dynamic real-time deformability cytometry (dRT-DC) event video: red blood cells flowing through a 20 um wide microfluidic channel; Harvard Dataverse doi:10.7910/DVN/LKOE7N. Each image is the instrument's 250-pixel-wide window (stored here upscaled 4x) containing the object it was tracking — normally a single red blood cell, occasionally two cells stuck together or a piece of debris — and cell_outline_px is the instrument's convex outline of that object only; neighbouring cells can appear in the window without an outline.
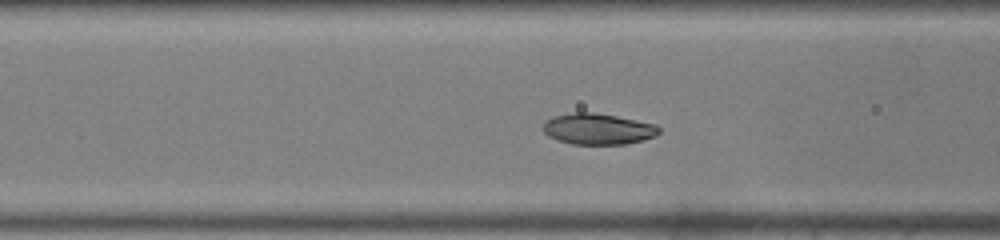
{"species": "common noctule bat (a hibernating species)", "species_latin": "Nyctalus noctula", "temperature_condition": "warm", "stored_images_in_passage": 46, "camera_frame_rate_fps": 3000, "um_per_image_px": 0.085, "animal": {"sex": "male", "body_mass_g": 19.0, "forearm_length_mm": 50.8}, "frame": {"image": 1, "passage_image": 14, "time_ms": 4.333, "image_size_px": [1000, 240], "cell_outline_px": [[660, 132], [656, 136], [628, 144], [572, 144], [556, 140], [548, 136], [544, 132], [544, 120], [552, 116], [576, 112], [592, 112], [616, 116], [656, 124], [660, 128]], "centroid_in_image_um": [50.82, 10.96], "position_along_channel_um": 115.8, "area_um2": 21.1}}
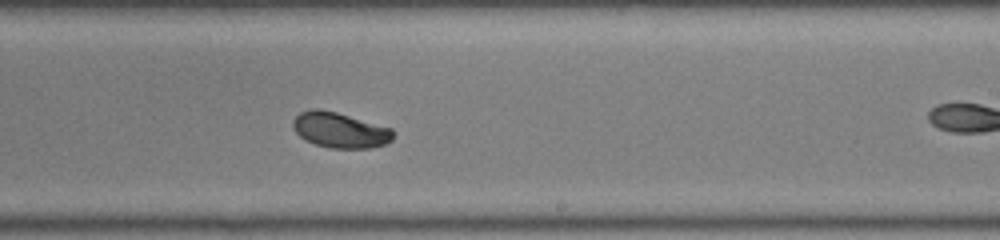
{"frame": {"image": 2, "passage_image": 25, "time_ms": 8.0, "image_size_px": [1000, 240], "cell_outline_px": [[392, 140], [384, 144], [368, 148], [328, 148], [304, 140], [292, 128], [292, 120], [300, 112], [312, 108], [320, 108], [336, 112], [392, 128]], "centroid_in_image_um": [28.84, 11.05], "position_along_channel_um": 260.2, "area_um2": 20.69}}
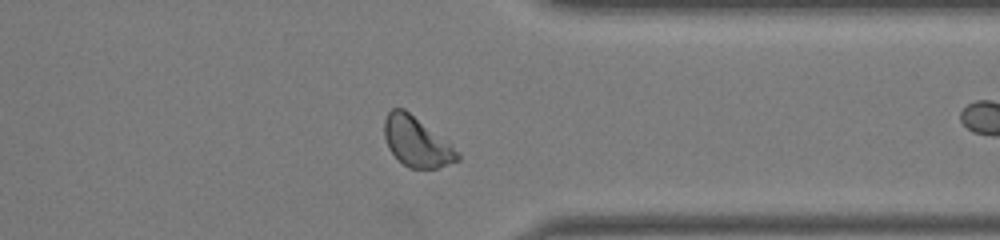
{"frame": {"image": 3, "passage_image": 34, "time_ms": 11.0, "image_size_px": [1000, 240], "cell_outline_px": [[460, 160], [436, 168], [408, 168], [388, 148], [384, 136], [384, 120], [388, 112], [392, 108], [404, 108], [448, 140], [460, 152]], "centroid_in_image_um": [35.44, 12.03], "position_along_channel_um": 376.0, "area_um2": 21.39}, "authors_computed_cell_mechanics": {"area_um2": 20.7791, "velocity_mm_per_s": 3.9476, "shape_relaxation_time_tau1_ms": 2.894, "shape_relaxation_time_tau2_ms": null, "deformation_change_tau1": 0.1462, "deformation_change_tau2": null}}